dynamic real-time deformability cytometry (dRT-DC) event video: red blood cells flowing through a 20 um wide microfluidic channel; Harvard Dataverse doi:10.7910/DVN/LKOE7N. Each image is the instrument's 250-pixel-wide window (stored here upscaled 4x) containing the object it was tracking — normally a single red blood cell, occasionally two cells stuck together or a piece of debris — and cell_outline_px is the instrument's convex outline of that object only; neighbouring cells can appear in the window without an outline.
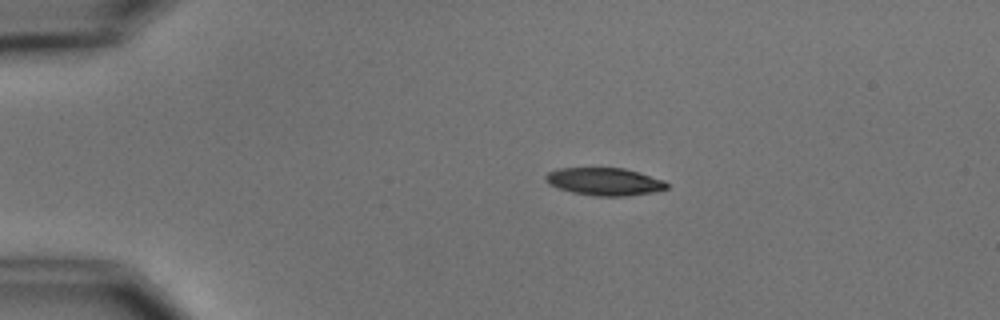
{"species": "common noctule bat (a hibernating species)", "species_latin": "Nyctalus noctula", "temperature_condition": "cold", "stored_images_in_passage": 4, "camera_frame_rate_fps": 3000, "um_per_image_px": 0.085, "animal": {"sex": "male", "body_mass_g": 15.6}, "frame": {"image": 1, "passage_image": 2, "time_ms": 1.0, "image_size_px": [1000, 320], "cell_outline_px": [[668, 188], [652, 192], [624, 196], [596, 196], [572, 192], [548, 184], [544, 180], [544, 176], [548, 172], [556, 168], [624, 168], [640, 172], [664, 180], [668, 184]], "centroid_in_image_um": [51.36, 15.42], "position_along_channel_um": 33.6, "area_um2": 19.54}}
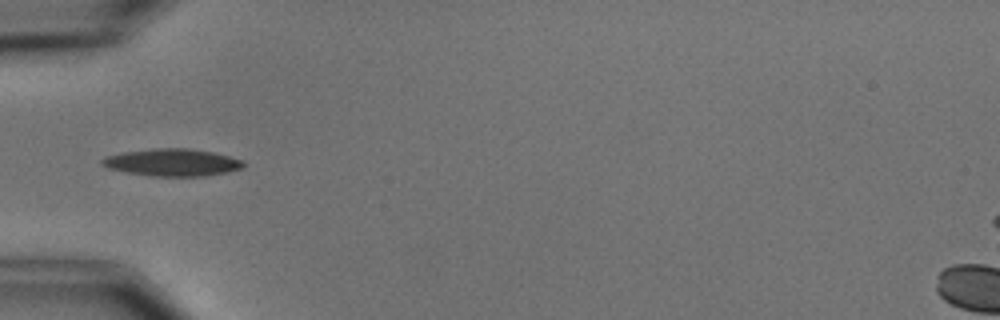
{"frame": {"image": 2, "passage_image": 4, "time_ms": 3.333, "image_size_px": [1000, 320], "cell_outline_px": [[244, 168], [228, 172], [204, 176], [148, 176], [108, 168], [100, 164], [100, 160], [104, 156], [124, 152], [152, 148], [188, 148], [212, 152], [244, 160]], "centroid_in_image_um": [14.63, 13.8], "position_along_channel_um": 70.4, "area_um2": 22.6}}